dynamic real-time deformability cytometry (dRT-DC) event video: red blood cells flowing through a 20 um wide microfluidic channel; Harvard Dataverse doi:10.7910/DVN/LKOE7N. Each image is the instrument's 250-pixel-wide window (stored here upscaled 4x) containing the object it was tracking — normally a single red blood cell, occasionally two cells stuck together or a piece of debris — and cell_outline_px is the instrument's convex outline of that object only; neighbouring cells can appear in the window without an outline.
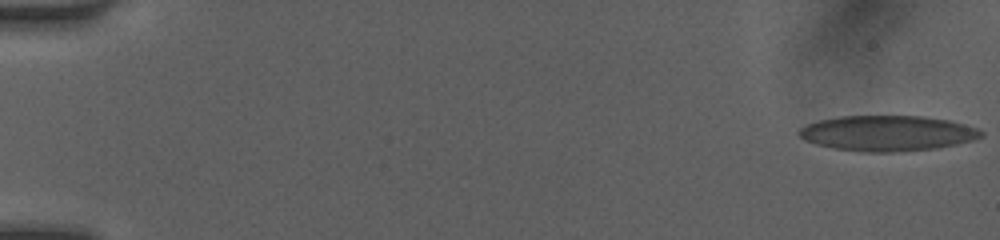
{"species": "human", "species_latin": "Homo sapiens", "temperature_condition": "room temperature", "stored_images_in_passage": 51, "camera_frame_rate_fps": 3000, "um_per_image_px": 0.085, "donor": {"sex": "female"}, "frame": {"image": 1, "passage_image": 1, "time_ms": 0.0, "image_size_px": [1000, 240], "cell_outline_px": [[984, 136], [972, 140], [956, 144], [936, 148], [892, 152], [864, 152], [832, 148], [816, 144], [804, 140], [796, 132], [800, 128], [808, 124], [820, 120], [840, 116], [924, 116], [952, 120], [976, 128], [984, 132]], "centroid_in_image_um": [75.43, 11.32], "position_along_channel_um": 9.6, "area_um2": 37.69}}
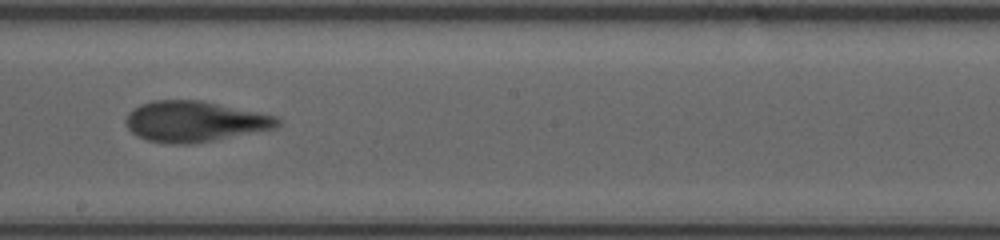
{"frame": {"image": 2, "passage_image": 30, "time_ms": 9.667, "image_size_px": [1000, 240], "cell_outline_px": [[280, 124], [276, 128], [212, 140], [188, 144], [176, 144], [148, 140], [136, 136], [124, 124], [124, 120], [128, 112], [132, 108], [140, 104], [152, 100], [200, 100], [276, 116], [280, 120]], "centroid_in_image_um": [16.48, 10.31], "position_along_channel_um": 231.7, "area_um2": 35.78}}
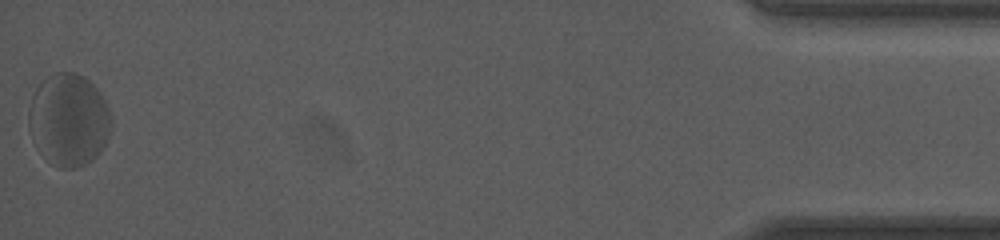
{"frame": {"image": 3, "passage_image": 51, "time_ms": 16.667, "image_size_px": [1000, 240], "cell_outline_px": [[112, 128], [100, 152], [92, 160], [76, 168], [60, 168], [52, 164], [36, 148], [32, 140], [28, 128], [28, 108], [32, 96], [36, 88], [48, 76], [56, 72], [76, 72], [84, 76], [100, 92], [112, 116]], "centroid_in_image_um": [5.83, 10.19], "position_along_channel_um": 429.4, "area_um2": 44.8}, "authors_computed_cell_mechanics": {"area_um2": 37.57, "velocity_mm_per_s": 4.0498, "shape_relaxation_time_tau1_ms": 2.7962, "shape_relaxation_time_tau2_ms": 1.4534, "deformation_change_tau1": 0.1173, "deformation_change_tau2": 0.0729}}